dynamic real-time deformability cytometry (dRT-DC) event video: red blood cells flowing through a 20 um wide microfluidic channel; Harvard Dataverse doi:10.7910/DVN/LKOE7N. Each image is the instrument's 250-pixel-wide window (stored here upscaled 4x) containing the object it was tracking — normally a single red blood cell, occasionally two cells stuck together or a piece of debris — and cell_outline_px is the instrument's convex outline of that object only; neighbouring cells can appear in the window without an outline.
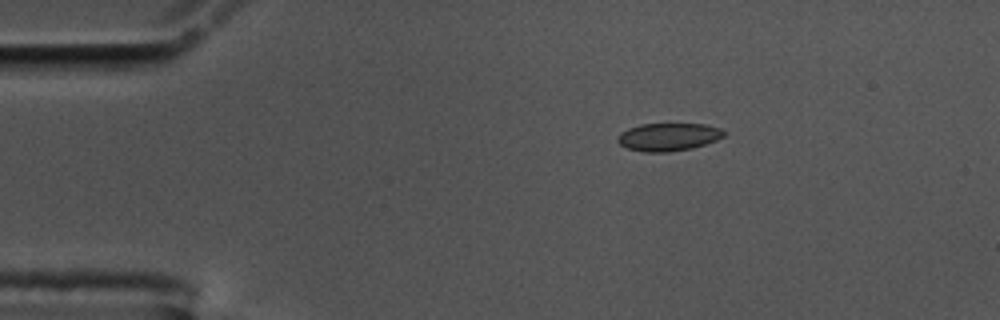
{"species": "common noctule bat (a hibernating species)", "species_latin": "Nyctalus noctula", "temperature_condition": "cold", "stored_images_in_passage": 48, "camera_frame_rate_fps": 3000, "um_per_image_px": 0.085, "animal": {"sex": "male", "body_mass_g": 17.5, "forearm_length_mm": 52.3}, "frame": {"image": 1, "passage_image": 1, "time_ms": 0.0, "image_size_px": [1000, 320], "cell_outline_px": [[724, 136], [716, 140], [692, 148], [668, 152], [644, 152], [628, 148], [620, 144], [616, 140], [620, 132], [628, 128], [640, 124], [704, 124], [720, 128], [724, 132]], "centroid_in_image_um": [56.78, 11.63], "position_along_channel_um": 28.2, "area_um2": 17.17}}
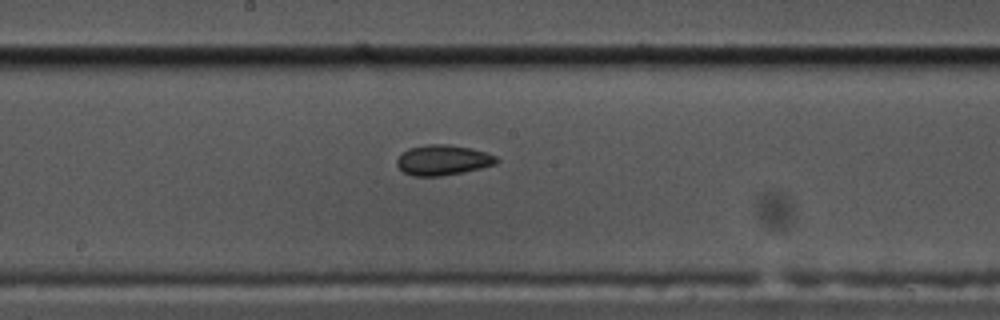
{"frame": {"image": 2, "passage_image": 21, "time_ms": 6.667, "image_size_px": [1000, 320], "cell_outline_px": [[500, 160], [496, 164], [464, 172], [440, 176], [412, 176], [404, 172], [396, 164], [396, 160], [408, 148], [424, 144], [448, 144], [472, 148], [496, 156]], "centroid_in_image_um": [37.65, 13.6], "position_along_channel_um": 210.6, "area_um2": 17.63}}
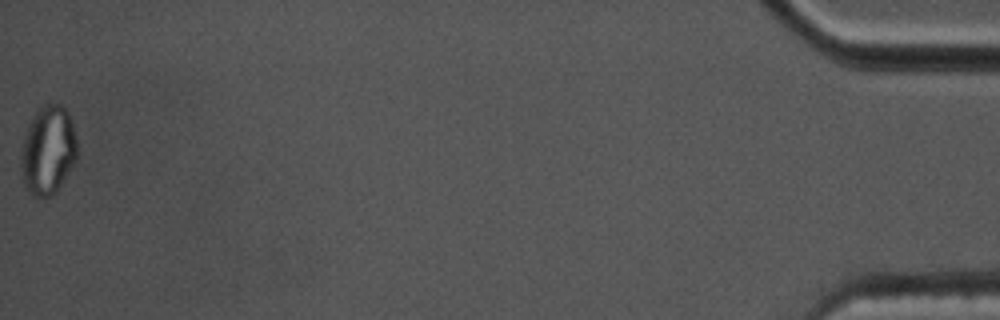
{"frame": {"image": 3, "passage_image": 48, "time_ms": 15.667, "image_size_px": [1000, 320], "cell_outline_px": [[76, 160], [56, 192], [52, 196], [32, 196], [28, 192], [24, 184], [20, 168], [20, 156], [24, 136], [36, 108], [44, 104], [60, 104], [68, 112], [72, 120], [76, 136]], "centroid_in_image_um": [4.06, 12.76], "position_along_channel_um": 431.1, "area_um2": 29.25}, "authors_computed_cell_mechanics": {"area_um2": 17.5134, "velocity_mm_per_s": 3.5482, "shape_relaxation_time_tau1_ms": 5.6582, "shape_relaxation_time_tau2_ms": 4.096, "deformation_change_tau1": 0.1099, "deformation_change_tau2": 0.0587}}